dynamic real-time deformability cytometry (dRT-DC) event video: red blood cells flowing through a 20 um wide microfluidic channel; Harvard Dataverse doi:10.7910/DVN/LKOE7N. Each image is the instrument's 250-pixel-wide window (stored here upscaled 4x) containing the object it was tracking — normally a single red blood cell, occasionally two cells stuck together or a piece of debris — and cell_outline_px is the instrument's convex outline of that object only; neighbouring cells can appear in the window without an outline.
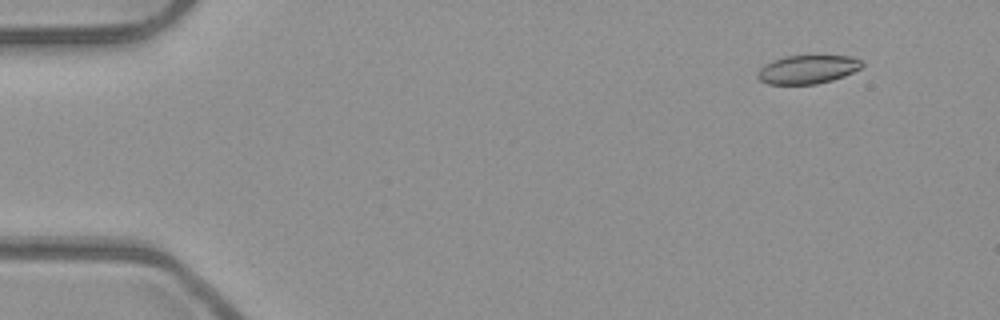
{"species": "common noctule bat (a hibernating species)", "species_latin": "Nyctalus noctula", "temperature_condition": "room temperature", "stored_images_in_passage": 4, "camera_frame_rate_fps": 3000, "um_per_image_px": 0.085, "animal": {"sex": "male", "body_mass_g": 23.1, "forearm_length_mm": 52.7}, "frame": {"image": 1, "passage_image": 1, "time_ms": 0.0, "image_size_px": [1000, 320], "cell_outline_px": [[864, 64], [860, 68], [844, 76], [832, 80], [816, 84], [768, 84], [760, 80], [756, 76], [756, 72], [764, 64], [772, 60], [788, 56], [852, 56], [860, 60]], "centroid_in_image_um": [68.61, 5.9], "position_along_channel_um": 16.4, "area_um2": 17.34}}
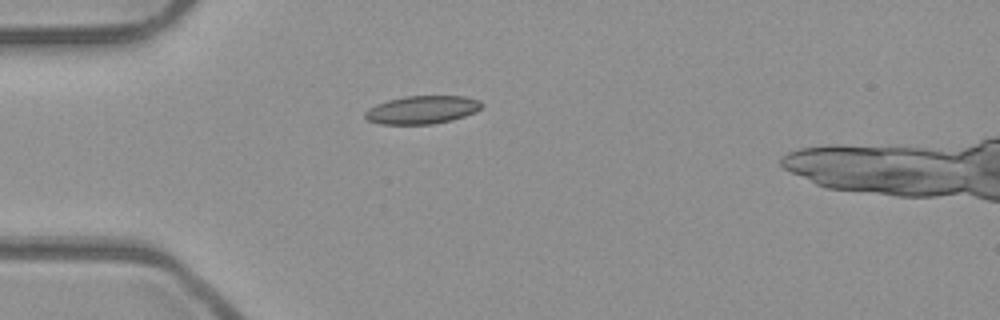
{"frame": {"image": 2, "passage_image": 3, "time_ms": 0.667, "image_size_px": [1000, 320], "cell_outline_px": [[484, 104], [480, 108], [464, 116], [452, 120], [432, 124], [380, 124], [368, 120], [364, 116], [364, 112], [368, 108], [376, 104], [388, 100], [404, 96], [464, 96], [480, 100]], "centroid_in_image_um": [35.85, 9.33], "position_along_channel_um": 49.1, "area_um2": 19.07}}